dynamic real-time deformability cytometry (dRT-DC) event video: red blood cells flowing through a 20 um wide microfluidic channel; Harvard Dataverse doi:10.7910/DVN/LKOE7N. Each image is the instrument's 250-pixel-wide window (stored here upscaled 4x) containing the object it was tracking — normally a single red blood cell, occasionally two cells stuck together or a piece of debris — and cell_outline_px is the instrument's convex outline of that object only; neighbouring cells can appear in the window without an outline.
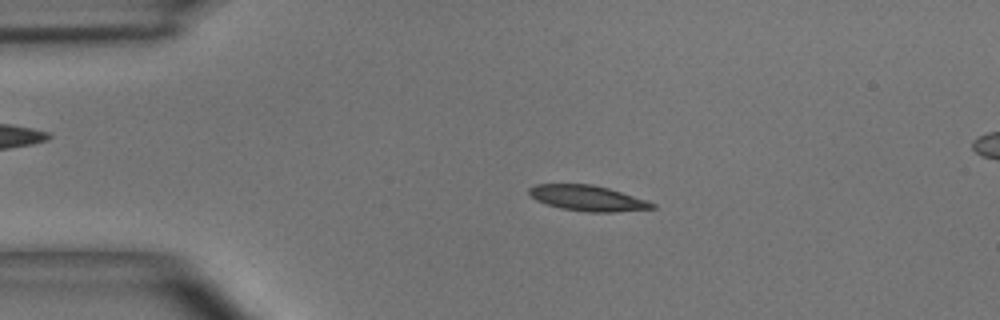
{"species": "common noctule bat (a hibernating species)", "species_latin": "Nyctalus noctula", "temperature_condition": "room temperature", "stored_images_in_passage": 49, "camera_frame_rate_fps": 3000, "um_per_image_px": 0.085, "animal": {"sex": "male", "body_mass_g": 15.6}, "frame": {"image": 1, "passage_image": 9, "time_ms": 2.667, "image_size_px": [1000, 320], "cell_outline_px": [[656, 208], [612, 212], [588, 212], [560, 208], [536, 200], [528, 192], [528, 188], [536, 184], [592, 184], [608, 188], [656, 204]], "centroid_in_image_um": [49.91, 16.84], "position_along_channel_um": 35.1, "area_um2": 18.03}}
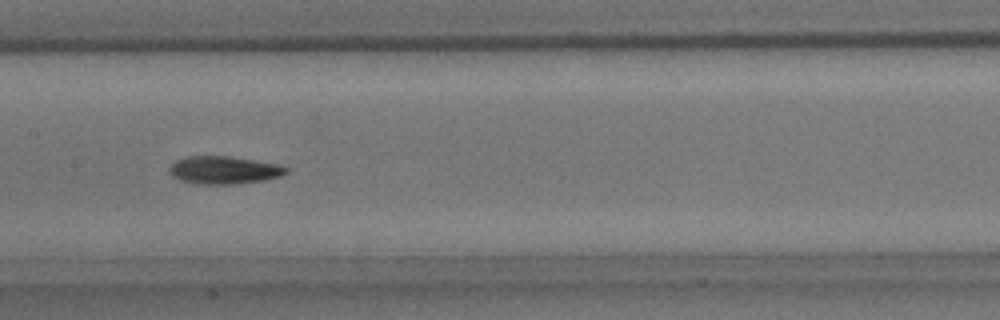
{"frame": {"image": 2, "passage_image": 23, "time_ms": 7.333, "image_size_px": [1000, 320], "cell_outline_px": [[288, 172], [280, 176], [264, 180], [236, 184], [196, 184], [180, 180], [172, 176], [168, 172], [168, 168], [176, 160], [188, 156], [228, 156], [280, 164], [288, 168]], "centroid_in_image_um": [19.02, 14.46], "position_along_channel_um": 188.4, "area_um2": 19.02}}
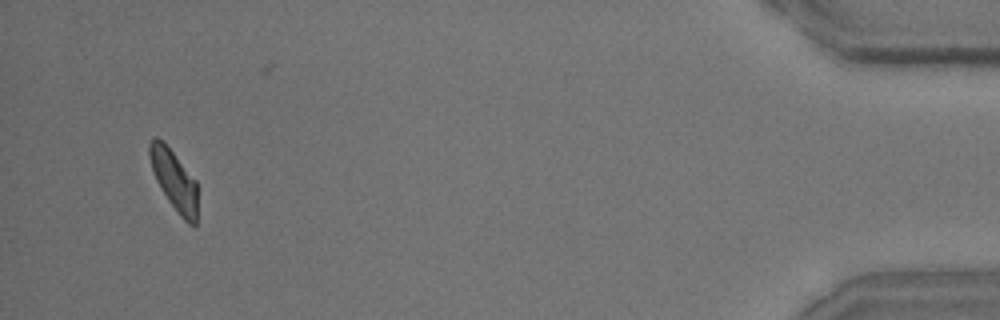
{"frame": {"image": 3, "passage_image": 46, "time_ms": 15.0, "image_size_px": [1000, 320], "cell_outline_px": [[196, 224], [188, 224], [180, 216], [168, 200], [160, 188], [156, 180], [152, 168], [148, 152], [148, 144], [156, 136], [172, 152], [196, 180]], "centroid_in_image_um": [14.78, 15.33], "position_along_channel_um": 420.4, "area_um2": 16.36}, "authors_computed_cell_mechanics": {"area_um2": 18.0336, "velocity_mm_per_s": 4.0344, "shape_relaxation_time_tau1_ms": 3.3395, "shape_relaxation_time_tau2_ms": 4.1278, "deformation_change_tau1": 0.1374, "deformation_change_tau2": 0.0864}}